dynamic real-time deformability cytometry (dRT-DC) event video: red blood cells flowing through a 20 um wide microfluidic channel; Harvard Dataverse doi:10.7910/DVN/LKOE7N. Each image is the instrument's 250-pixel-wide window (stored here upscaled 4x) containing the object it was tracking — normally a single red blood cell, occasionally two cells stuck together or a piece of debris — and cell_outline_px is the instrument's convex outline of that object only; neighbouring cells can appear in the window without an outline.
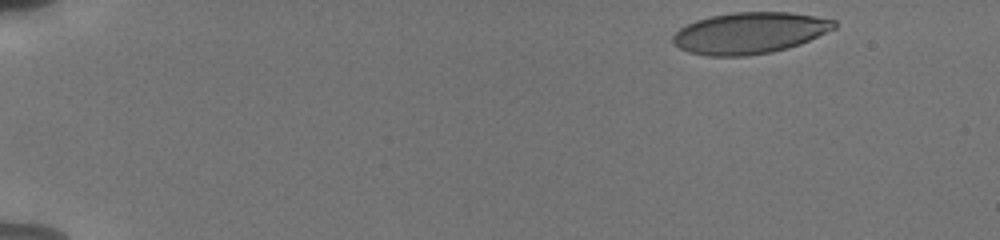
{"species": "human", "species_latin": "Homo sapiens", "temperature_condition": "cold", "stored_images_in_passage": 40, "camera_frame_rate_fps": 3000, "um_per_image_px": 0.085, "donor": {"sex": "male"}, "frame": {"image": 1, "passage_image": 1, "time_ms": 0.0, "image_size_px": [1000, 240], "cell_outline_px": [[836, 28], [800, 44], [788, 48], [772, 52], [748, 56], [708, 56], [688, 52], [672, 44], [672, 36], [680, 28], [696, 20], [712, 16], [732, 12], [788, 12], [836, 20]], "centroid_in_image_um": [63.7, 2.81], "position_along_channel_um": 21.3, "area_um2": 38.9}}
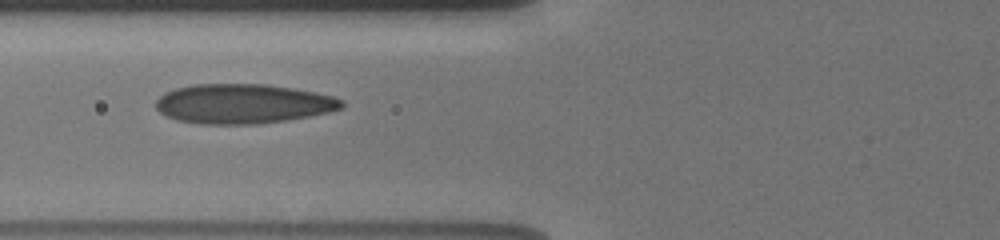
{"frame": {"image": 2, "passage_image": 18, "time_ms": 5.667, "image_size_px": [1000, 240], "cell_outline_px": [[344, 108], [328, 112], [288, 120], [256, 124], [200, 124], [176, 120], [160, 112], [156, 108], [156, 100], [164, 92], [176, 88], [192, 84], [264, 84], [292, 88], [316, 92], [332, 96], [344, 100]], "centroid_in_image_um": [20.66, 8.82], "position_along_channel_um": 105.1, "area_um2": 43.0}}
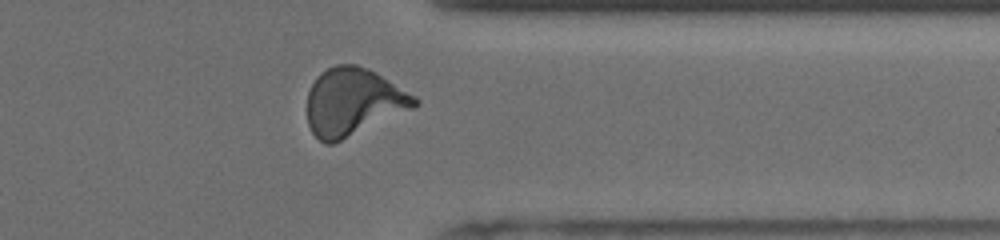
{"frame": {"image": 3, "passage_image": 40, "time_ms": 13.0, "image_size_px": [1000, 240], "cell_outline_px": [[420, 104], [412, 108], [332, 144], [324, 144], [312, 132], [308, 124], [308, 92], [316, 76], [320, 72], [336, 64], [356, 64], [368, 68], [376, 72], [416, 96], [420, 100]], "centroid_in_image_um": [30.01, 8.64], "position_along_channel_um": 381.4, "area_um2": 41.96}, "authors_computed_cell_mechanics": {"area_um2": 40.6334, "velocity_mm_per_s": 3.7956, "shape_relaxation_time_tau1_ms": 6.3842, "shape_relaxation_time_tau2_ms": 0.9077, "deformation_change_tau1": 0.1974, "deformation_change_tau2": 0.0637}}